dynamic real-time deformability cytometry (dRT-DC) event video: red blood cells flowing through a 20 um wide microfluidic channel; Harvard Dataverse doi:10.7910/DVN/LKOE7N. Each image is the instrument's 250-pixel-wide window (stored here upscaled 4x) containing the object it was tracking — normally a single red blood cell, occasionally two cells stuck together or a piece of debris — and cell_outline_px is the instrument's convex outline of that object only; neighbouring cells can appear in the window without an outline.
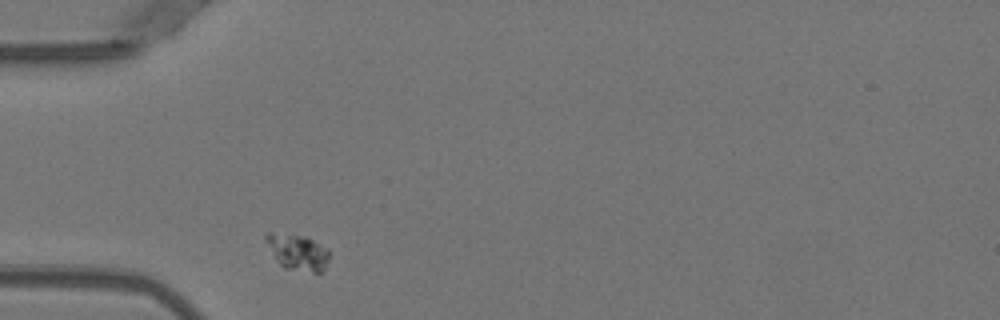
{"species": "Egyptian fruit bat (a non-hibernating species)", "species_latin": "Rousettus aegyptiacus", "temperature_condition": "warm", "stored_images_in_passage": 40, "camera_frame_rate_fps": 3000, "um_per_image_px": 0.085, "animal": {"sex": "female"}, "frame": {"image": 1, "passage_image": 1, "time_ms": 0.0, "image_size_px": [1000, 320], "cell_outline_px": [[328, 260], [324, 268], [320, 272], [312, 272], [284, 268], [276, 260], [264, 236], [264, 232], [272, 232], [304, 236], [328, 248]], "centroid_in_image_um": [25.28, 21.42], "position_along_channel_um": 59.7, "area_um2": 13.06}}
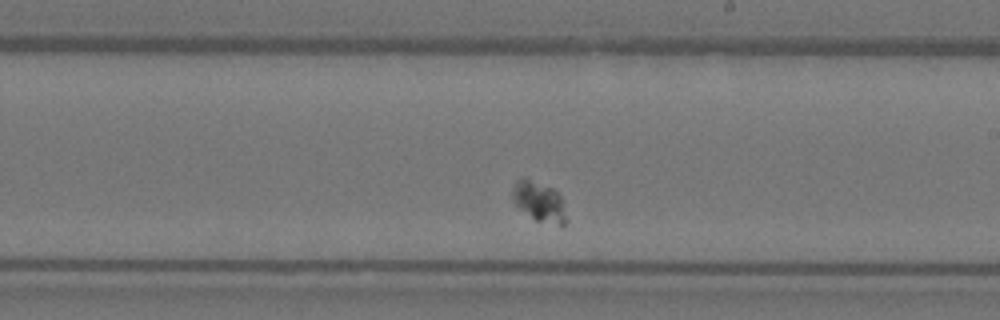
{"frame": {"image": 2, "passage_image": 17, "time_ms": 5.333, "image_size_px": [1000, 320], "cell_outline_px": [[564, 224], [560, 228], [536, 220], [516, 208], [512, 200], [512, 188], [516, 180], [520, 176], [524, 176], [556, 188], [560, 196], [564, 216]], "centroid_in_image_um": [45.76, 17.1], "position_along_channel_um": 243.2, "area_um2": 13.06}}
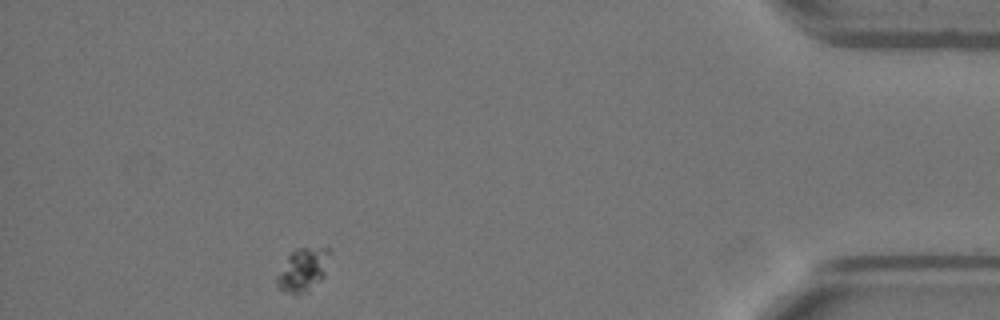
{"frame": {"image": 3, "passage_image": 35, "time_ms": 11.333, "image_size_px": [1000, 320], "cell_outline_px": [[332, 252], [324, 276], [308, 292], [296, 296], [292, 296], [284, 292], [276, 284], [276, 276], [288, 256], [296, 248], [328, 248]], "centroid_in_image_um": [25.76, 22.97], "position_along_channel_um": 409.4, "area_um2": 13.58}}